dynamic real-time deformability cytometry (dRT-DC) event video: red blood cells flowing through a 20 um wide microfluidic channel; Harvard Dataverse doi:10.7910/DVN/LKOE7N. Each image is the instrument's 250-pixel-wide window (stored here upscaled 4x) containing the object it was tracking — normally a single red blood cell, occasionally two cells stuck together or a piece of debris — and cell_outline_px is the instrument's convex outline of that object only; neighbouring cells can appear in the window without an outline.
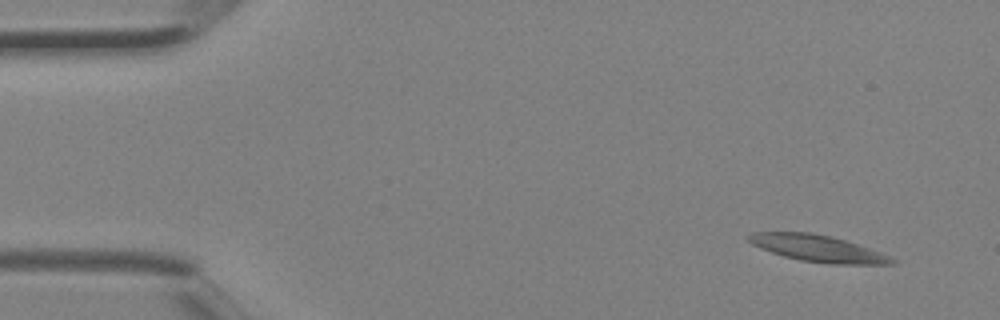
{"species": "Egyptian fruit bat (a non-hibernating species)", "species_latin": "Rousettus aegyptiacus", "temperature_condition": "room temperature", "stored_images_in_passage": 3, "camera_frame_rate_fps": 3000, "um_per_image_px": 0.085, "animal": {"sex": "female"}, "frame": {"image": 1, "passage_image": 1, "time_ms": 0.0, "image_size_px": [1000, 320], "cell_outline_px": [[896, 264], [832, 264], [800, 260], [784, 256], [760, 248], [752, 244], [748, 240], [748, 236], [752, 232], [812, 232], [832, 236], [880, 252], [896, 260]], "centroid_in_image_um": [69.5, 21.11], "position_along_channel_um": 15.5, "area_um2": 22.02}}
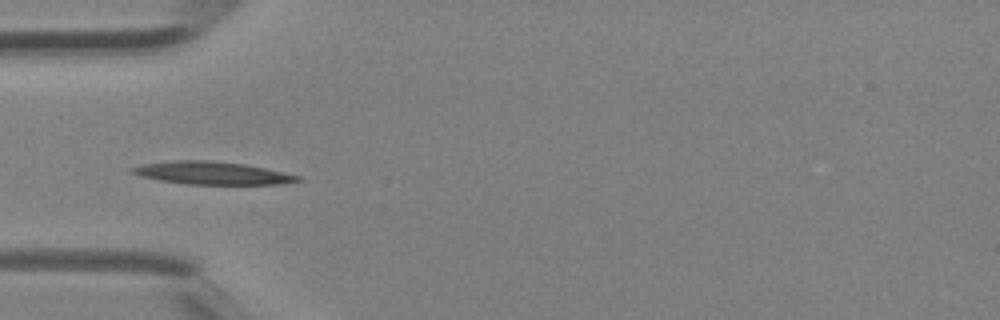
{"frame": {"image": 2, "passage_image": 3, "time_ms": 0.667, "image_size_px": [1000, 320], "cell_outline_px": [[304, 180], [284, 184], [184, 184], [160, 180], [140, 176], [132, 172], [128, 168], [144, 164], [172, 160], [208, 160], [244, 164], [284, 172], [300, 176]], "centroid_in_image_um": [18.05, 14.71], "position_along_channel_um": 67.0, "area_um2": 21.96}}